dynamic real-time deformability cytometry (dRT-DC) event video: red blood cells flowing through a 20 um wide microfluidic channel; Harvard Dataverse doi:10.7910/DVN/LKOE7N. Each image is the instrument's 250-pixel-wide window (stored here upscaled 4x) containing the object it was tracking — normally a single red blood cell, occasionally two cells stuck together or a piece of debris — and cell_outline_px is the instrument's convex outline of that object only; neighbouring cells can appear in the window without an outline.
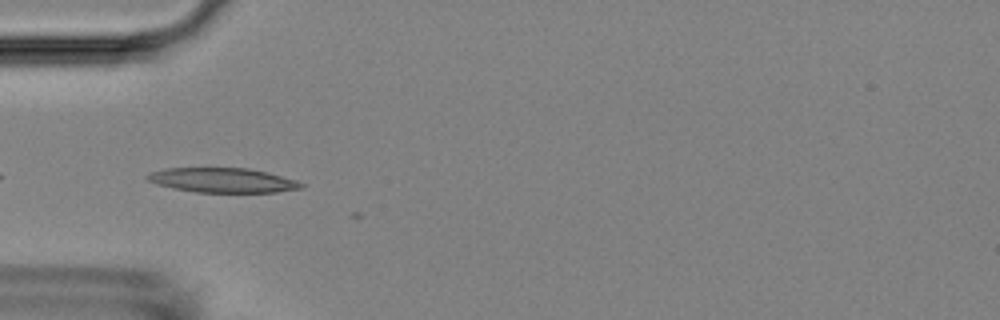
{"species": "Egyptian fruit bat (a non-hibernating species)", "species_latin": "Rousettus aegyptiacus", "temperature_condition": "room temperature", "stored_images_in_passage": 7, "camera_frame_rate_fps": 3000, "um_per_image_px": 0.085, "animal": {"sex": "female"}, "frame": {"image": 1, "passage_image": 4, "time_ms": 1.0, "image_size_px": [1000, 320], "cell_outline_px": [[304, 188], [276, 192], [196, 192], [172, 188], [156, 184], [148, 180], [144, 176], [152, 172], [164, 168], [248, 168], [268, 172], [296, 180], [304, 184]], "centroid_in_image_um": [18.93, 15.32], "position_along_channel_um": 66.1, "area_um2": 22.08}}